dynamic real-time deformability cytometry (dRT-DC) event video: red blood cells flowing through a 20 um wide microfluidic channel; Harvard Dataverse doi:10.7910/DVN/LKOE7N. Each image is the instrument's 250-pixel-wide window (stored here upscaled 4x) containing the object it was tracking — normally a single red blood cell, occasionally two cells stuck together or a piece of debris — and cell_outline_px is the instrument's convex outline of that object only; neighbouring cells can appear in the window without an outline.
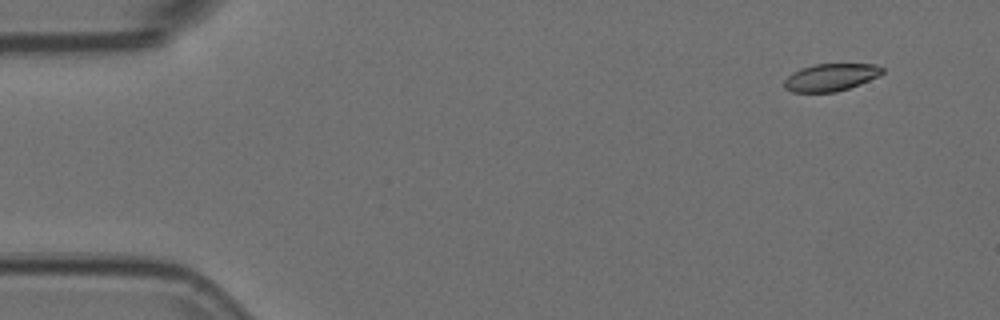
{"species": "Egyptian fruit bat (a non-hibernating species)", "species_latin": "Rousettus aegyptiacus", "temperature_condition": "room temperature", "stored_images_in_passage": 3, "camera_frame_rate_fps": 3000, "um_per_image_px": 0.085, "animal": {"sex": "female"}, "frame": {"image": 1, "passage_image": 1, "time_ms": 0.0, "image_size_px": [1000, 320], "cell_outline_px": [[884, 72], [880, 76], [860, 84], [836, 92], [792, 92], [784, 88], [784, 80], [792, 72], [800, 68], [812, 64], [876, 64], [884, 68]], "centroid_in_image_um": [70.62, 6.56], "position_along_channel_um": 14.4, "area_um2": 15.84}}
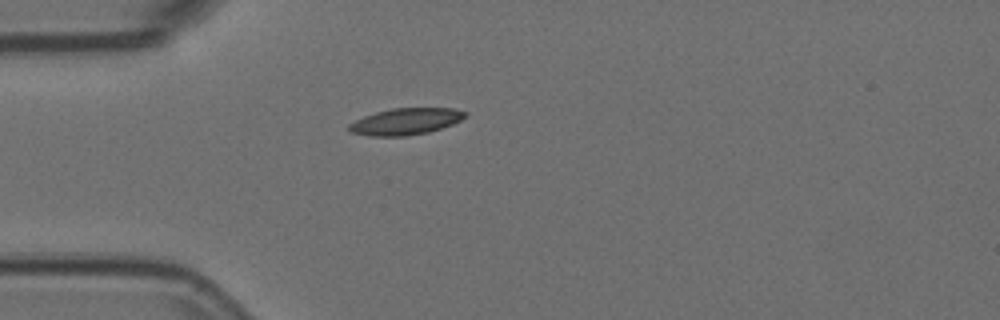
{"frame": {"image": 2, "passage_image": 3, "time_ms": 0.667, "image_size_px": [1000, 320], "cell_outline_px": [[468, 116], [452, 124], [428, 132], [404, 136], [368, 136], [352, 132], [348, 128], [348, 124], [364, 116], [376, 112], [392, 108], [456, 108], [468, 112]], "centroid_in_image_um": [34.51, 10.31], "position_along_channel_um": 50.5, "area_um2": 17.98}}